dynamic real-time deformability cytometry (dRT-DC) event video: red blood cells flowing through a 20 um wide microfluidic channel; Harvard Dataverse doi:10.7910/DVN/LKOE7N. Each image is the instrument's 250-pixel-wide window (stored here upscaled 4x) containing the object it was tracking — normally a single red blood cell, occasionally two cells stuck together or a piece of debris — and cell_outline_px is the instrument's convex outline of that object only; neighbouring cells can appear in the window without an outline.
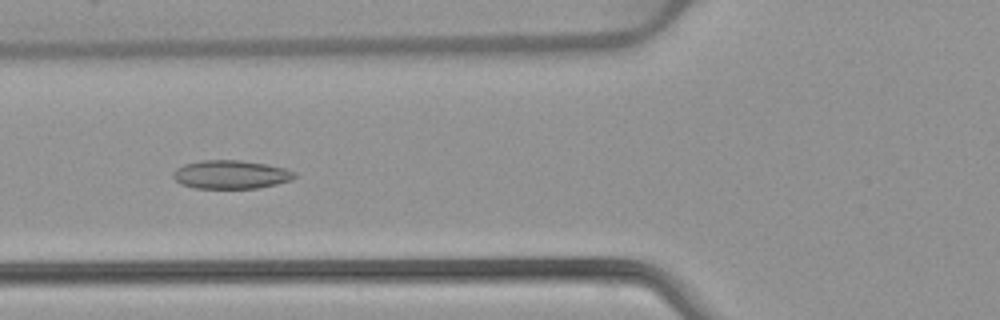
{"species": "common noctule bat (a hibernating species)", "species_latin": "Nyctalus noctula", "temperature_condition": "warm", "stored_images_in_passage": 53, "camera_frame_rate_fps": 3000, "um_per_image_px": 0.085, "animal": {"sex": "female", "body_mass_g": 22.7, "forearm_length_mm": 54.2}, "frame": {"image": 1, "passage_image": 20, "time_ms": 6.333, "image_size_px": [1000, 320], "cell_outline_px": [[296, 176], [292, 180], [276, 184], [256, 188], [192, 188], [180, 184], [172, 176], [172, 172], [176, 168], [184, 164], [200, 160], [240, 160], [264, 164], [284, 168], [296, 172]], "centroid_in_image_um": [19.58, 14.83], "position_along_channel_um": 106.2, "area_um2": 20.23}}
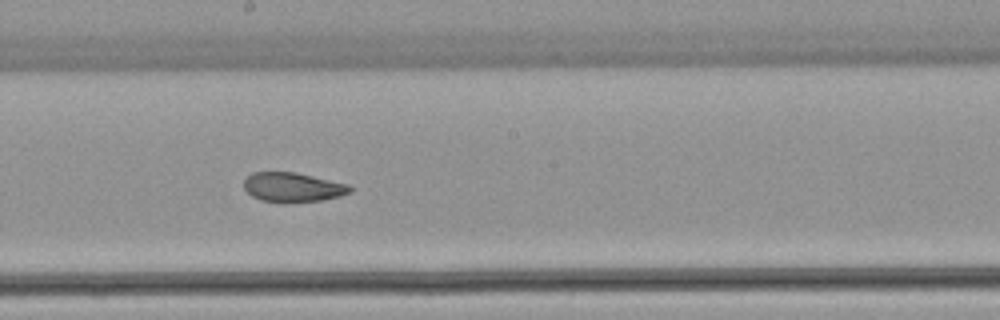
{"frame": {"image": 2, "passage_image": 29, "time_ms": 9.333, "image_size_px": [1000, 320], "cell_outline_px": [[352, 192], [340, 196], [324, 200], [284, 204], [260, 200], [252, 196], [244, 188], [244, 180], [252, 172], [296, 172], [348, 184], [352, 188]], "centroid_in_image_um": [24.89, 15.94], "position_along_channel_um": 223.3, "area_um2": 18.55}}
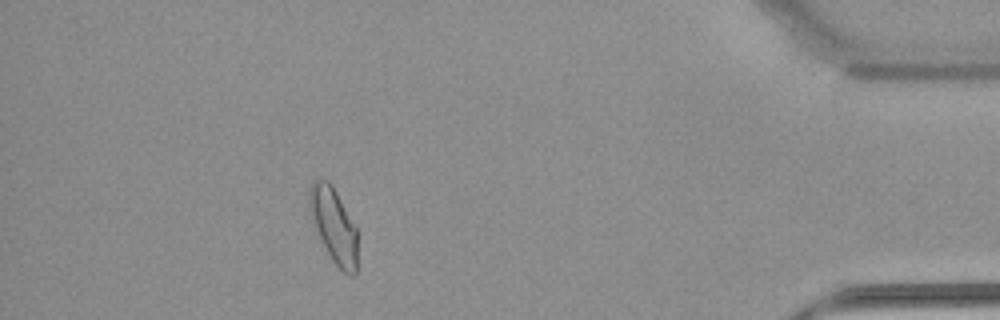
{"frame": {"image": 3, "passage_image": 47, "time_ms": 15.333, "image_size_px": [1000, 320], "cell_outline_px": [[356, 272], [352, 276], [344, 272], [332, 260], [320, 240], [308, 208], [308, 192], [312, 180], [316, 176], [328, 180], [332, 184], [356, 228]], "centroid_in_image_um": [28.32, 19.08], "position_along_channel_um": 406.9, "area_um2": 20.98}}